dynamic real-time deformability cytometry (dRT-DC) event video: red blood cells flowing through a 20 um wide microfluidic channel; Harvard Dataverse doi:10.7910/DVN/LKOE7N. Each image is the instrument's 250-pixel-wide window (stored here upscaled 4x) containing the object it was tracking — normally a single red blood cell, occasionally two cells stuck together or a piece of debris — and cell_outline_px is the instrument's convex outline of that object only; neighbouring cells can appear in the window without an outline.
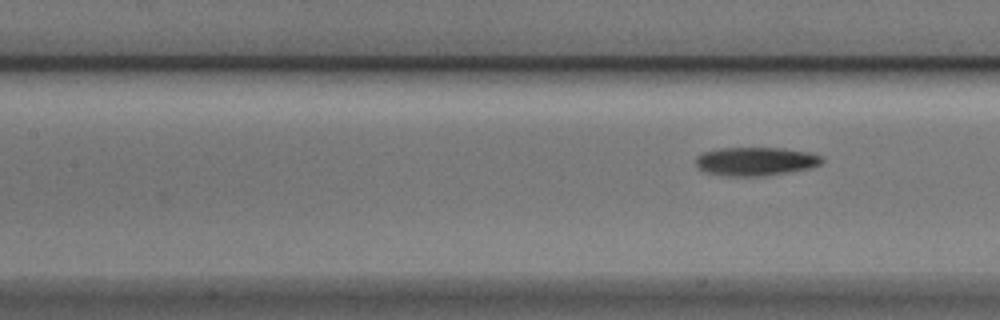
{"species": "Egyptian fruit bat (a non-hibernating species)", "species_latin": "Rousettus aegyptiacus", "temperature_condition": "cold", "stored_images_in_passage": 9, "segment_of_instrument_passage": [2, 2], "camera_frame_rate_fps": 3000, "um_per_image_px": 0.085, "animal": {"sex": "male"}, "frame": {"image": 1, "passage_image": 9, "time_ms": 2.667, "image_size_px": [1000, 320], "cell_outline_px": [[824, 160], [820, 164], [808, 168], [764, 176], [724, 176], [704, 172], [696, 164], [696, 156], [704, 152], [720, 148], [784, 148], [812, 152], [824, 156]], "centroid_in_image_um": [64.25, 13.71], "position_along_channel_um": 143.2, "area_um2": 21.1}}